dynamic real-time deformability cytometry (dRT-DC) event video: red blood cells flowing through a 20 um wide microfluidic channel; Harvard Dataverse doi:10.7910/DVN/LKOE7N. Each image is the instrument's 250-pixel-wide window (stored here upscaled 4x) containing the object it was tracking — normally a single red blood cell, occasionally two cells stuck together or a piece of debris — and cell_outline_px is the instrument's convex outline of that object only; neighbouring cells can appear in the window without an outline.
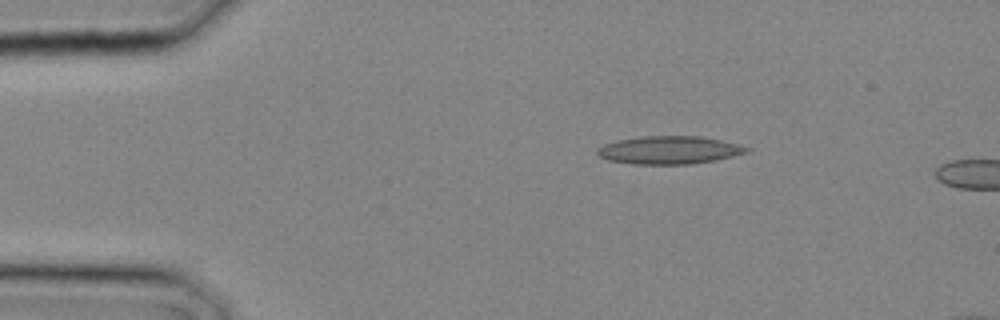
{"species": "common noctule bat (a hibernating species)", "species_latin": "Nyctalus noctula", "temperature_condition": "cold", "stored_images_in_passage": 3, "camera_frame_rate_fps": 3000, "um_per_image_px": 0.085, "animal": {"sex": "male", "body_mass_g": 20.4}, "frame": {"image": 1, "passage_image": 3, "time_ms": 0.667, "image_size_px": [1000, 320], "cell_outline_px": [[752, 148], [748, 152], [732, 156], [692, 164], [632, 164], [608, 160], [600, 156], [596, 152], [596, 148], [604, 144], [616, 140], [644, 136], [700, 136], [720, 140]], "centroid_in_image_um": [56.84, 12.75], "position_along_channel_um": 28.2, "area_um2": 24.22}}